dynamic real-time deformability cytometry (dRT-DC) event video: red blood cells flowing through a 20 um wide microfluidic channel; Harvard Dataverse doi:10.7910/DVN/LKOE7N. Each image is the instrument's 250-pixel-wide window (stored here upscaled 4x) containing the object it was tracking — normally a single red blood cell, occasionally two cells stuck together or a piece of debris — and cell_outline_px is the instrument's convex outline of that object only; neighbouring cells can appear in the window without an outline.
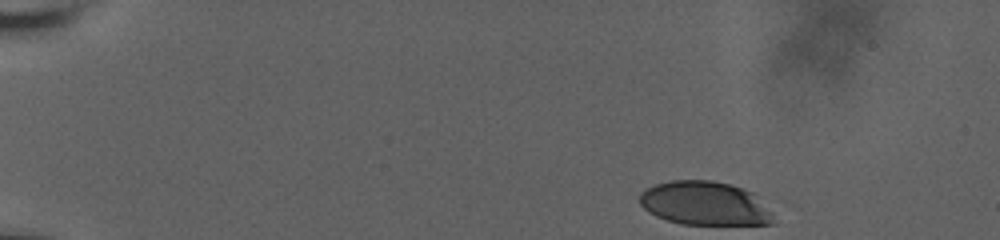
{"species": "human", "species_latin": "Homo sapiens", "temperature_condition": "room temperature", "stored_images_in_passage": 6, "camera_frame_rate_fps": 3000, "um_per_image_px": 0.085, "donor": {"sex": "male"}, "frame": {"image": 1, "passage_image": 1, "time_ms": 0.0, "image_size_px": [1000, 240], "cell_outline_px": [[776, 224], [680, 224], [656, 216], [648, 212], [640, 204], [640, 192], [656, 184], [672, 180], [712, 180], [728, 184], [752, 192], [772, 212]], "centroid_in_image_um": [59.91, 17.3], "position_along_channel_um": 25.1, "area_um2": 33.99}}
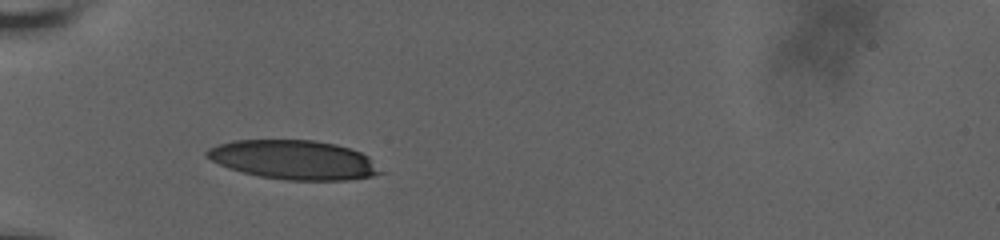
{"frame": {"image": 2, "passage_image": 5, "time_ms": 4.0, "image_size_px": [1000, 240], "cell_outline_px": [[388, 172], [372, 176], [344, 180], [284, 180], [260, 176], [228, 168], [204, 156], [204, 152], [208, 148], [232, 140], [316, 140], [336, 144], [360, 152], [368, 156]], "centroid_in_image_um": [25.02, 13.58], "position_along_channel_um": 60.0, "area_um2": 39.82}}